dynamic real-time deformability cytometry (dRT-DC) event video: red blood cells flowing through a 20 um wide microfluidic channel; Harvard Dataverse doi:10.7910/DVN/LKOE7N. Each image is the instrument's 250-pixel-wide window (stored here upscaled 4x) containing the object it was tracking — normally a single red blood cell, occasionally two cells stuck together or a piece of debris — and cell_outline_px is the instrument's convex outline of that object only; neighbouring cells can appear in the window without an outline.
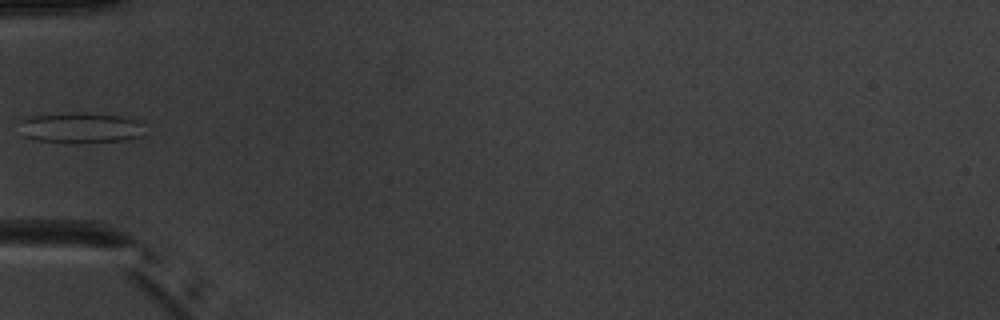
{"species": "common noctule bat (a hibernating species)", "species_latin": "Nyctalus noctula", "temperature_condition": "warm", "stored_images_in_passage": 4, "camera_frame_rate_fps": 3000, "um_per_image_px": 0.085, "animal": {"sex": "male", "body_mass_g": 20.1, "forearm_length_mm": 53.5}, "frame": {"image": 1, "passage_image": 4, "time_ms": 4.333, "image_size_px": [1000, 320], "cell_outline_px": [[144, 136], [124, 140], [36, 140], [24, 136], [20, 120], [32, 116], [76, 112], [84, 112], [120, 116], [136, 120], [144, 124]], "centroid_in_image_um": [6.92, 10.81], "position_along_channel_um": 78.1, "area_um2": 21.33}}